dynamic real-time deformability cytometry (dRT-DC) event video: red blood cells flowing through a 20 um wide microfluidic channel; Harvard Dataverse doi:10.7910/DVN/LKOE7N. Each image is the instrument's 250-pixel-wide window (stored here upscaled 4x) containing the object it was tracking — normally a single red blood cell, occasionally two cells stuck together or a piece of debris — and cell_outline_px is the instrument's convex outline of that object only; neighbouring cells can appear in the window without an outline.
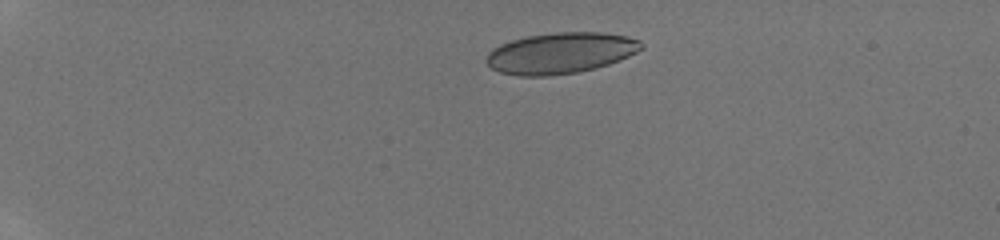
{"species": "human", "species_latin": "Homo sapiens", "temperature_condition": "room temperature", "stored_images_in_passage": 35, "camera_frame_rate_fps": 3000, "um_per_image_px": 0.085, "donor": {"sex": "male"}, "frame": {"image": 1, "passage_image": 1, "time_ms": 0.0, "image_size_px": [1000, 240], "cell_outline_px": [[644, 48], [620, 60], [596, 68], [576, 72], [548, 76], [520, 76], [500, 72], [492, 68], [484, 60], [488, 52], [492, 48], [500, 44], [512, 40], [528, 36], [556, 32], [604, 32], [628, 36], [640, 40], [644, 44]], "centroid_in_image_um": [47.66, 4.5], "position_along_channel_um": 37.3, "area_um2": 37.22}}
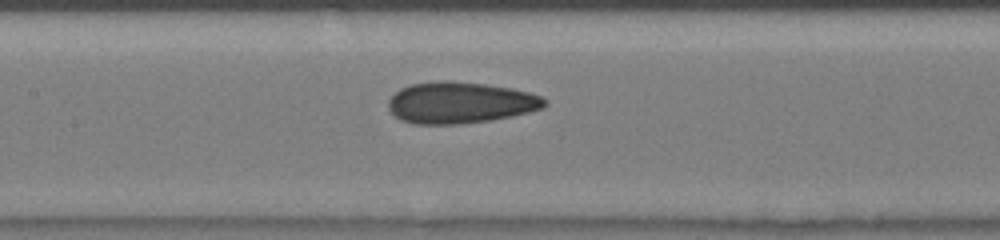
{"frame": {"image": 2, "passage_image": 15, "time_ms": 5.333, "image_size_px": [1000, 240], "cell_outline_px": [[548, 104], [544, 108], [528, 112], [492, 120], [460, 124], [412, 124], [400, 120], [388, 108], [388, 100], [400, 88], [412, 84], [440, 80], [448, 80], [484, 84], [512, 88], [528, 92], [540, 96], [548, 100]], "centroid_in_image_um": [39.12, 8.73], "position_along_channel_um": 168.3, "area_um2": 37.86}}
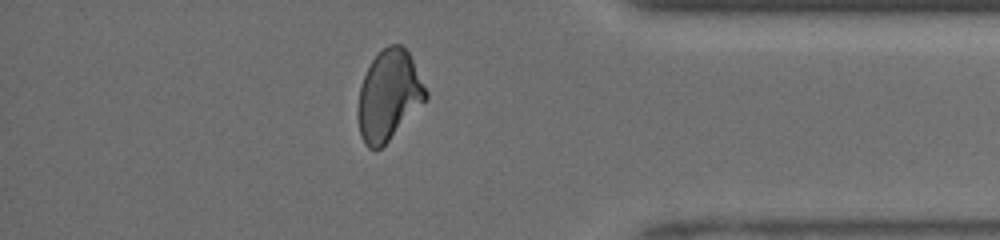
{"frame": {"image": 3, "passage_image": 30, "time_ms": 11.333, "image_size_px": [1000, 240], "cell_outline_px": [[428, 96], [388, 140], [380, 148], [368, 148], [364, 144], [360, 136], [356, 116], [356, 112], [360, 84], [372, 60], [388, 44], [400, 44], [408, 52], [428, 92]], "centroid_in_image_um": [32.99, 8.11], "position_along_channel_um": 402.2, "area_um2": 35.08}, "authors_computed_cell_mechanics": {"area_um2": 36.7608, "velocity_mm_per_s": 4.136, "shape_relaxation_time_tau1_ms": 7.9763, "shape_relaxation_time_tau2_ms": 1.6724, "deformation_change_tau1": 0.1628, "deformation_change_tau2": 0.0745}}